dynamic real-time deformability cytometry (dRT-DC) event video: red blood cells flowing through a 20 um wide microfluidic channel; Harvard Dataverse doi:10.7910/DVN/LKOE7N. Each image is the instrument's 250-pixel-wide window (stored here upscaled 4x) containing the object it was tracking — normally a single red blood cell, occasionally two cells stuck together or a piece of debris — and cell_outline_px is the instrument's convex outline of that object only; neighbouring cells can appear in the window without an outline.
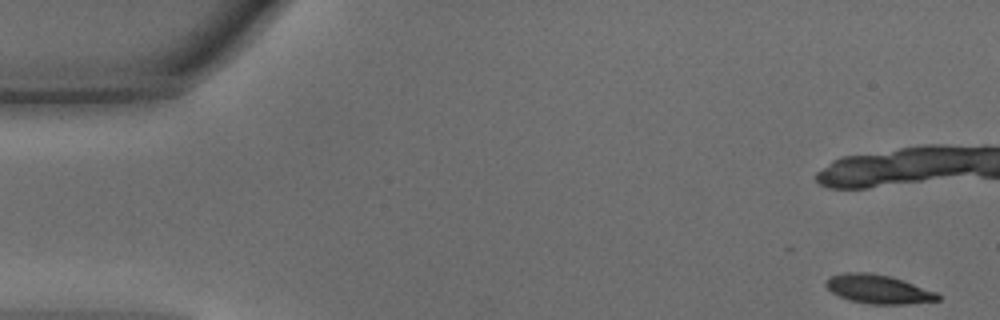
{"species": "common noctule bat (a hibernating species)", "species_latin": "Nyctalus noctula", "temperature_condition": "warm", "stored_images_in_passage": 35, "camera_frame_rate_fps": 3000, "um_per_image_px": 0.085, "animal": {"sex": "male", "body_mass_g": 15.6}, "frame": {"image": 1, "passage_image": 1, "time_ms": 0.0, "image_size_px": [1000, 320], "cell_outline_px": [[940, 300], [908, 304], [868, 304], [848, 300], [832, 292], [824, 284], [832, 276], [844, 272], [872, 272], [888, 276], [936, 292], [940, 296]], "centroid_in_image_um": [74.63, 24.59], "position_along_channel_um": 10.4, "area_um2": 18.55}}